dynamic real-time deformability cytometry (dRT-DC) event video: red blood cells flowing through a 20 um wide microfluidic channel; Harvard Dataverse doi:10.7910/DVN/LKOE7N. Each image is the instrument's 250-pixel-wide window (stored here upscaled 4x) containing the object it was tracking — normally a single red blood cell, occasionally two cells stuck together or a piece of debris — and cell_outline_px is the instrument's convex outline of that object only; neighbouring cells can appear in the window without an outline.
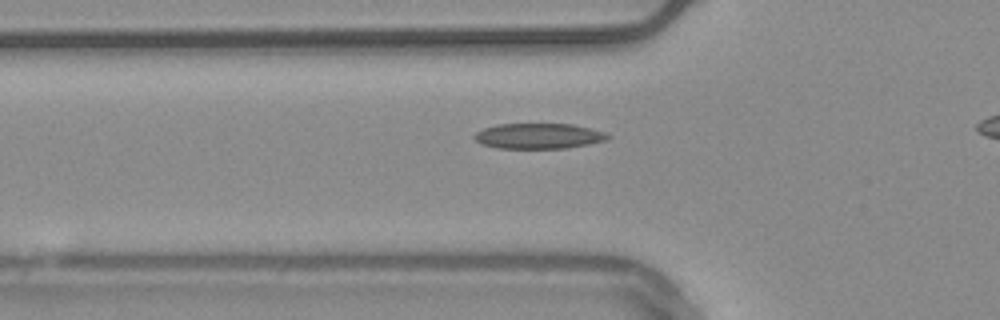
{"species": "common noctule bat (a hibernating species)", "species_latin": "Nyctalus noctula", "temperature_condition": "warm", "stored_images_in_passage": 41, "camera_frame_rate_fps": 3000, "um_per_image_px": 0.085, "animal": {"sex": "male", "body_mass_g": 20.4}, "frame": {"image": 1, "passage_image": 12, "time_ms": 3.667, "image_size_px": [1000, 320], "cell_outline_px": [[612, 136], [608, 140], [588, 144], [564, 148], [496, 148], [480, 144], [472, 136], [476, 132], [484, 128], [496, 124], [572, 124], [604, 132]], "centroid_in_image_um": [45.75, 11.56], "position_along_channel_um": 80.0, "area_um2": 19.77}, "authors_computed_cell_mechanics": {"area_um2": 19.0162, "velocity_mm_per_s": 3.737, "shape_relaxation_time_tau1_ms": null, "shape_relaxation_time_tau2_ms": 3.5797, "deformation_change_tau1": null, "deformation_change_tau2": 0.1003}}